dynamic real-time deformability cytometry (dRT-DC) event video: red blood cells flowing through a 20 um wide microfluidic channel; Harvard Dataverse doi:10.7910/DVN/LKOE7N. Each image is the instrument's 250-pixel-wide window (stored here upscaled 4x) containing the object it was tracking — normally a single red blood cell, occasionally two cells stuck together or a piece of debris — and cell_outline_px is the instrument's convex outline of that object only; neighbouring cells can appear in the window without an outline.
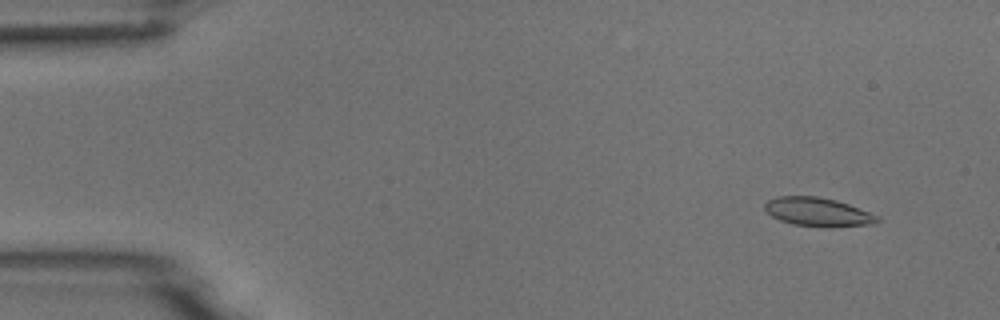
{"species": "common noctule bat (a hibernating species)", "species_latin": "Nyctalus noctula", "temperature_condition": "room temperature", "stored_images_in_passage": 5, "camera_frame_rate_fps": 3000, "um_per_image_px": 0.085, "animal": {"sex": "male", "body_mass_g": 18.8}, "frame": {"image": 1, "passage_image": 2, "time_ms": 1.0, "image_size_px": [1000, 320], "cell_outline_px": [[880, 220], [876, 224], [832, 228], [828, 228], [792, 224], [780, 220], [772, 216], [764, 208], [764, 204], [768, 200], [776, 196], [816, 196], [836, 200], [848, 204], [880, 216]], "centroid_in_image_um": [69.56, 18.03], "position_along_channel_um": 15.4, "area_um2": 19.13}}
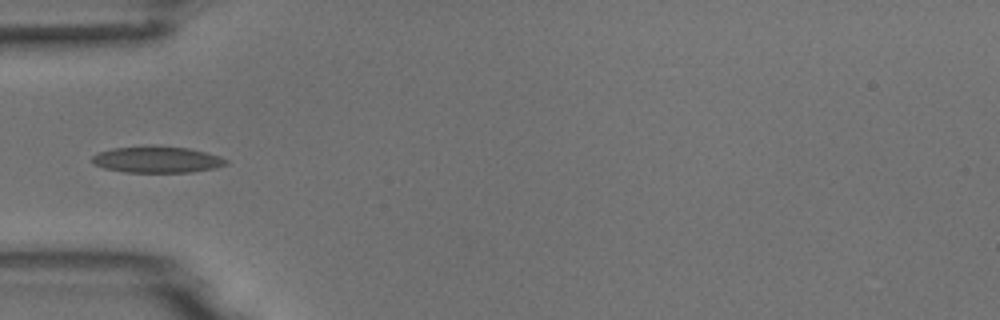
{"frame": {"image": 2, "passage_image": 5, "time_ms": 5.333, "image_size_px": [1000, 320], "cell_outline_px": [[228, 164], [216, 168], [192, 172], [124, 172], [104, 168], [92, 164], [92, 156], [100, 152], [112, 148], [152, 144], [188, 148], [220, 156], [228, 160]], "centroid_in_image_um": [13.34, 13.55], "position_along_channel_um": 71.7, "area_um2": 20.98}}